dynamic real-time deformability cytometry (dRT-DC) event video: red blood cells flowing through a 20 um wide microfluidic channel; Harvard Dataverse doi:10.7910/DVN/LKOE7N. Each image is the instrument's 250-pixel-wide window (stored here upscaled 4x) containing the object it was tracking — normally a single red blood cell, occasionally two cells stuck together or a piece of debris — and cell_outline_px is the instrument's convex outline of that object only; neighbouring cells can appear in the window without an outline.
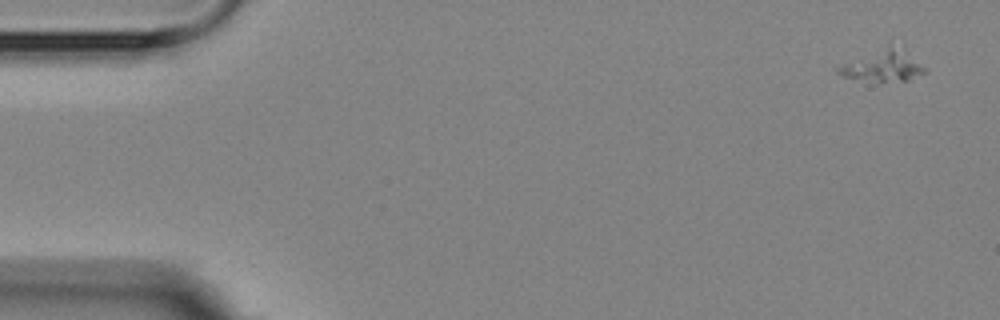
{"species": "Egyptian fruit bat (a non-hibernating species)", "species_latin": "Rousettus aegyptiacus", "temperature_condition": "room temperature", "stored_images_in_passage": 3, "camera_frame_rate_fps": 3000, "um_per_image_px": 0.085, "animal": {"sex": "female"}, "frame": {"image": 1, "passage_image": 1, "time_ms": 0.0, "image_size_px": [1000, 320], "cell_outline_px": [[928, 72], [908, 80], [880, 80], [844, 76], [836, 72], [836, 68], [840, 64], [888, 40], [924, 68]], "centroid_in_image_um": [74.97, 5.49], "position_along_channel_um": 10.0, "area_um2": 15.72}}